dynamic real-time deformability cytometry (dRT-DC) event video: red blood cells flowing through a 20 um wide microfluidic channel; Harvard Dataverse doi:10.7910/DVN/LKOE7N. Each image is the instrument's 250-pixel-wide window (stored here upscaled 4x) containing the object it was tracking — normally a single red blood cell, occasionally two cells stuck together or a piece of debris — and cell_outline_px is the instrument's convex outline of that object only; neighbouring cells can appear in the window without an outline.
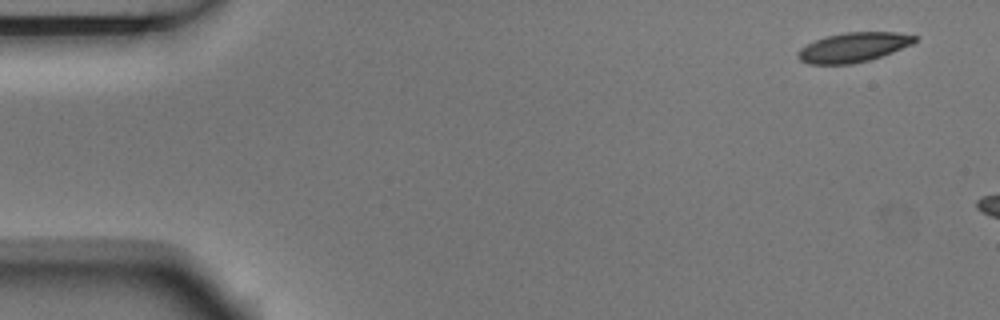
{"species": "Egyptian fruit bat (a non-hibernating species)", "species_latin": "Rousettus aegyptiacus", "temperature_condition": "room temperature", "stored_images_in_passage": 3, "camera_frame_rate_fps": 3000, "um_per_image_px": 0.085, "animal": {"sex": "male"}, "frame": {"image": 1, "passage_image": 1, "time_ms": 0.0, "image_size_px": [1000, 320], "cell_outline_px": [[916, 40], [912, 44], [872, 60], [852, 64], [808, 64], [800, 60], [796, 56], [800, 48], [816, 40], [828, 36], [844, 32], [896, 32], [916, 36]], "centroid_in_image_um": [72.53, 4.03], "position_along_channel_um": 12.5, "area_um2": 20.06}}